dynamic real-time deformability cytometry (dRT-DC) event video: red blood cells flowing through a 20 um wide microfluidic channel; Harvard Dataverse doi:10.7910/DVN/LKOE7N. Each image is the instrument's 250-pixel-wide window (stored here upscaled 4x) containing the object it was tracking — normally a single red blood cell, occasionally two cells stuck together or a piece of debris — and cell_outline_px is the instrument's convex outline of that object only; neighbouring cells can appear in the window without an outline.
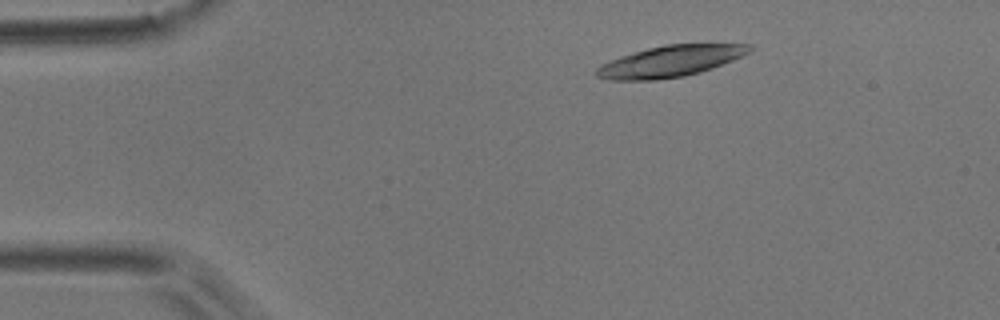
{"species": "common noctule bat (a hibernating species)", "species_latin": "Nyctalus noctula", "temperature_condition": "room temperature", "stored_images_in_passage": 3, "camera_frame_rate_fps": 3000, "um_per_image_px": 0.085, "animal": {"sex": "male", "body_mass_g": 17.9}, "frame": {"image": 1, "passage_image": 2, "time_ms": 2.0, "image_size_px": [1000, 320], "cell_outline_px": [[756, 48], [752, 52], [712, 68], [700, 72], [684, 76], [656, 80], [608, 80], [596, 76], [596, 68], [600, 64], [620, 56], [648, 48], [664, 44], [752, 44]], "centroid_in_image_um": [56.99, 5.2], "position_along_channel_um": 28.0, "area_um2": 27.98}}